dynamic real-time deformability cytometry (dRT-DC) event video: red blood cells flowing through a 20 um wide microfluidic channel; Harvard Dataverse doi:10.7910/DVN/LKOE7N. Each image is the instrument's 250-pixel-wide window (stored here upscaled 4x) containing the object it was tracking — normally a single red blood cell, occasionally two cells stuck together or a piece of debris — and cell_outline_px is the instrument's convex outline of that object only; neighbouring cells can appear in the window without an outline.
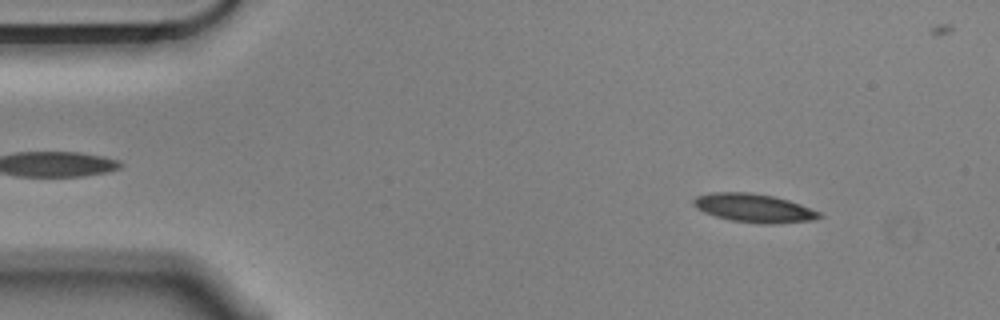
{"species": "Egyptian fruit bat (a non-hibernating species)", "species_latin": "Rousettus aegyptiacus", "temperature_condition": "cold", "stored_images_in_passage": 45, "camera_frame_rate_fps": 3000, "um_per_image_px": 0.085, "animal": {"sex": "male"}, "frame": {"image": 1, "passage_image": 6, "time_ms": 1.667, "image_size_px": [1000, 320], "cell_outline_px": [[824, 216], [812, 220], [776, 224], [764, 224], [732, 220], [716, 216], [704, 212], [696, 208], [692, 204], [692, 200], [696, 196], [712, 192], [748, 192], [772, 196], [788, 200], [800, 204], [820, 212]], "centroid_in_image_um": [64.07, 17.68], "position_along_channel_um": 20.9, "area_um2": 20.87}}
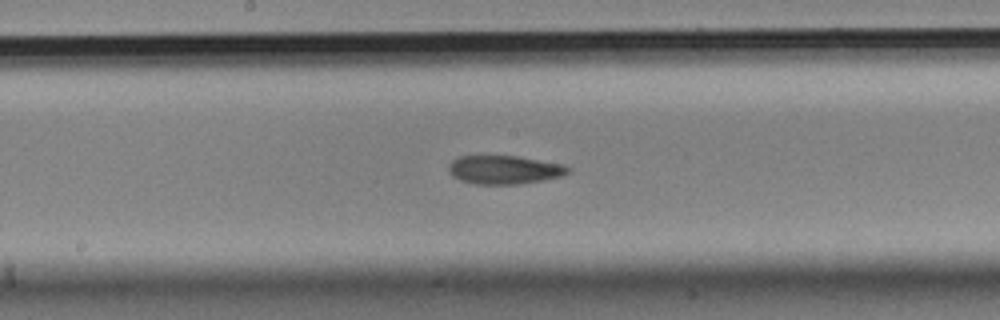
{"frame": {"image": 2, "passage_image": 28, "time_ms": 9.0, "image_size_px": [1000, 320], "cell_outline_px": [[572, 168], [568, 172], [560, 176], [544, 180], [516, 184], [476, 184], [460, 180], [452, 176], [448, 172], [448, 164], [452, 160], [460, 156], [516, 156], [560, 164]], "centroid_in_image_um": [42.81, 14.43], "position_along_channel_um": 205.4, "area_um2": 19.71}}
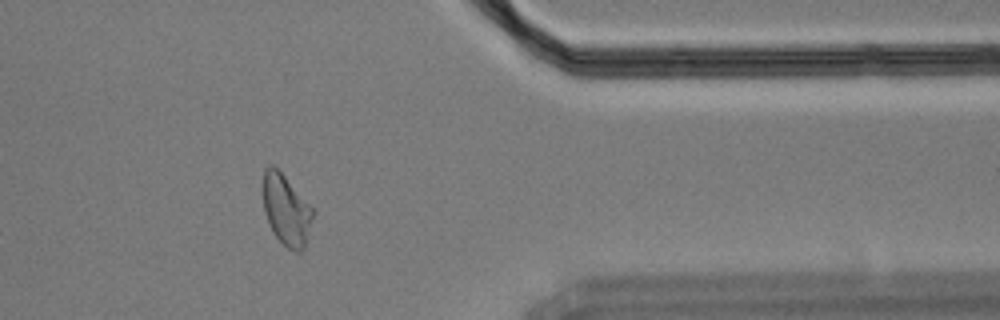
{"frame": {"image": 3, "passage_image": 45, "time_ms": 14.667, "image_size_px": [1000, 320], "cell_outline_px": [[316, 212], [304, 248], [300, 252], [296, 252], [288, 248], [272, 232], [268, 224], [264, 212], [260, 188], [260, 184], [264, 168], [268, 164], [272, 164], [284, 176]], "centroid_in_image_um": [24.28, 17.81], "position_along_channel_um": 387.1, "area_um2": 21.1}, "authors_computed_cell_mechanics": {"area_um2": 20.4612, "velocity_mm_per_s": 3.5405, "shape_relaxation_time_tau1_ms": null, "shape_relaxation_time_tau2_ms": 5.099, "deformation_change_tau1": null, "deformation_change_tau2": 0.1194}}